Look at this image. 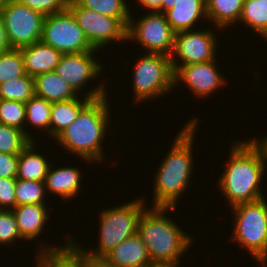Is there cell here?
Segmentation results:
<instances>
[{"instance_id": "1", "label": "cell", "mask_w": 267, "mask_h": 267, "mask_svg": "<svg viewBox=\"0 0 267 267\" xmlns=\"http://www.w3.org/2000/svg\"><path fill=\"white\" fill-rule=\"evenodd\" d=\"M232 144L227 165L216 182L229 207L264 198L260 182L267 170V143L262 138Z\"/></svg>"}, {"instance_id": "2", "label": "cell", "mask_w": 267, "mask_h": 267, "mask_svg": "<svg viewBox=\"0 0 267 267\" xmlns=\"http://www.w3.org/2000/svg\"><path fill=\"white\" fill-rule=\"evenodd\" d=\"M199 118L187 120L177 132L170 151L163 157L154 177L151 207L177 208L178 200L184 195L194 172L193 143L198 130ZM183 193V195H182Z\"/></svg>"}, {"instance_id": "3", "label": "cell", "mask_w": 267, "mask_h": 267, "mask_svg": "<svg viewBox=\"0 0 267 267\" xmlns=\"http://www.w3.org/2000/svg\"><path fill=\"white\" fill-rule=\"evenodd\" d=\"M108 96L92 99L79 113L76 120L61 132L54 141L64 151L77 155L87 164L105 161L104 137L112 115ZM110 111V112H109ZM87 160V162H86ZM96 161V162H95Z\"/></svg>"}, {"instance_id": "4", "label": "cell", "mask_w": 267, "mask_h": 267, "mask_svg": "<svg viewBox=\"0 0 267 267\" xmlns=\"http://www.w3.org/2000/svg\"><path fill=\"white\" fill-rule=\"evenodd\" d=\"M169 209L173 212L176 208L148 207L139 218L137 234L147 247L152 262L181 263L182 255L193 243L194 238L166 216Z\"/></svg>"}, {"instance_id": "5", "label": "cell", "mask_w": 267, "mask_h": 267, "mask_svg": "<svg viewBox=\"0 0 267 267\" xmlns=\"http://www.w3.org/2000/svg\"><path fill=\"white\" fill-rule=\"evenodd\" d=\"M144 198H135L118 206L102 209L99 218L98 248H83L71 235V245L83 256L102 259L119 243L137 233L141 214L147 208ZM77 242V243H76ZM78 244V245H77Z\"/></svg>"}, {"instance_id": "6", "label": "cell", "mask_w": 267, "mask_h": 267, "mask_svg": "<svg viewBox=\"0 0 267 267\" xmlns=\"http://www.w3.org/2000/svg\"><path fill=\"white\" fill-rule=\"evenodd\" d=\"M233 210L232 240L246 249L259 267H267V200L241 203Z\"/></svg>"}, {"instance_id": "7", "label": "cell", "mask_w": 267, "mask_h": 267, "mask_svg": "<svg viewBox=\"0 0 267 267\" xmlns=\"http://www.w3.org/2000/svg\"><path fill=\"white\" fill-rule=\"evenodd\" d=\"M131 75L135 104L159 99L175 89L171 57L167 55L145 53L135 61Z\"/></svg>"}, {"instance_id": "8", "label": "cell", "mask_w": 267, "mask_h": 267, "mask_svg": "<svg viewBox=\"0 0 267 267\" xmlns=\"http://www.w3.org/2000/svg\"><path fill=\"white\" fill-rule=\"evenodd\" d=\"M132 13L133 11H131L127 28V41H136L146 53L171 56L174 49L175 32L165 15L156 11H147L145 15L142 17L140 15V18L136 20L133 16L135 14Z\"/></svg>"}, {"instance_id": "9", "label": "cell", "mask_w": 267, "mask_h": 267, "mask_svg": "<svg viewBox=\"0 0 267 267\" xmlns=\"http://www.w3.org/2000/svg\"><path fill=\"white\" fill-rule=\"evenodd\" d=\"M68 9L74 15L90 45L99 51L113 42L127 41V26L116 17L102 15L69 0ZM121 41V42H120Z\"/></svg>"}, {"instance_id": "10", "label": "cell", "mask_w": 267, "mask_h": 267, "mask_svg": "<svg viewBox=\"0 0 267 267\" xmlns=\"http://www.w3.org/2000/svg\"><path fill=\"white\" fill-rule=\"evenodd\" d=\"M41 41L62 54L95 50L68 8L45 17Z\"/></svg>"}, {"instance_id": "11", "label": "cell", "mask_w": 267, "mask_h": 267, "mask_svg": "<svg viewBox=\"0 0 267 267\" xmlns=\"http://www.w3.org/2000/svg\"><path fill=\"white\" fill-rule=\"evenodd\" d=\"M11 48L20 49L41 41L45 15L17 0H7L1 10Z\"/></svg>"}, {"instance_id": "12", "label": "cell", "mask_w": 267, "mask_h": 267, "mask_svg": "<svg viewBox=\"0 0 267 267\" xmlns=\"http://www.w3.org/2000/svg\"><path fill=\"white\" fill-rule=\"evenodd\" d=\"M181 31L175 33L174 49L171 57L172 66H184L202 62H210L217 57V46L220 28Z\"/></svg>"}, {"instance_id": "13", "label": "cell", "mask_w": 267, "mask_h": 267, "mask_svg": "<svg viewBox=\"0 0 267 267\" xmlns=\"http://www.w3.org/2000/svg\"><path fill=\"white\" fill-rule=\"evenodd\" d=\"M217 58L210 62L189 64L184 66H172L174 71V86L187 85L189 91L204 99L227 85L224 75L218 69ZM183 82V83H182ZM217 90V91H216ZM208 96V97H207Z\"/></svg>"}, {"instance_id": "14", "label": "cell", "mask_w": 267, "mask_h": 267, "mask_svg": "<svg viewBox=\"0 0 267 267\" xmlns=\"http://www.w3.org/2000/svg\"><path fill=\"white\" fill-rule=\"evenodd\" d=\"M101 51L97 49L88 52L62 54L59 64L55 67L54 72L60 76L77 94L85 89L89 81L101 77L104 73L102 62L96 59L95 53L98 55ZM101 63V64H100ZM86 87V88H85ZM83 88V89H82Z\"/></svg>"}, {"instance_id": "15", "label": "cell", "mask_w": 267, "mask_h": 267, "mask_svg": "<svg viewBox=\"0 0 267 267\" xmlns=\"http://www.w3.org/2000/svg\"><path fill=\"white\" fill-rule=\"evenodd\" d=\"M106 87V88H105ZM85 91V97L52 103L50 117V137L55 139L61 132L70 126L78 117L80 111L92 100L108 95L106 83L99 81L96 87ZM107 90V92H106ZM81 98V99H80Z\"/></svg>"}, {"instance_id": "16", "label": "cell", "mask_w": 267, "mask_h": 267, "mask_svg": "<svg viewBox=\"0 0 267 267\" xmlns=\"http://www.w3.org/2000/svg\"><path fill=\"white\" fill-rule=\"evenodd\" d=\"M82 172L76 166L54 167L51 164L44 182L46 192L61 197L63 202H70L71 198L82 191Z\"/></svg>"}, {"instance_id": "17", "label": "cell", "mask_w": 267, "mask_h": 267, "mask_svg": "<svg viewBox=\"0 0 267 267\" xmlns=\"http://www.w3.org/2000/svg\"><path fill=\"white\" fill-rule=\"evenodd\" d=\"M102 259L113 267H147L152 262L137 233L119 243Z\"/></svg>"}, {"instance_id": "18", "label": "cell", "mask_w": 267, "mask_h": 267, "mask_svg": "<svg viewBox=\"0 0 267 267\" xmlns=\"http://www.w3.org/2000/svg\"><path fill=\"white\" fill-rule=\"evenodd\" d=\"M47 204H22L12 209L20 235L26 240H37L45 229L46 222L50 221L49 214L53 208Z\"/></svg>"}, {"instance_id": "19", "label": "cell", "mask_w": 267, "mask_h": 267, "mask_svg": "<svg viewBox=\"0 0 267 267\" xmlns=\"http://www.w3.org/2000/svg\"><path fill=\"white\" fill-rule=\"evenodd\" d=\"M175 33L195 30L197 23L207 18L205 0H176L173 8L164 13ZM203 19L200 21V19ZM195 26V27H194Z\"/></svg>"}, {"instance_id": "20", "label": "cell", "mask_w": 267, "mask_h": 267, "mask_svg": "<svg viewBox=\"0 0 267 267\" xmlns=\"http://www.w3.org/2000/svg\"><path fill=\"white\" fill-rule=\"evenodd\" d=\"M24 69L28 76L52 72L59 64L62 53L42 41L20 48Z\"/></svg>"}, {"instance_id": "21", "label": "cell", "mask_w": 267, "mask_h": 267, "mask_svg": "<svg viewBox=\"0 0 267 267\" xmlns=\"http://www.w3.org/2000/svg\"><path fill=\"white\" fill-rule=\"evenodd\" d=\"M36 141L30 144L18 154L17 179L45 182L48 169L52 162L46 155L36 150ZM38 151V152H37Z\"/></svg>"}, {"instance_id": "22", "label": "cell", "mask_w": 267, "mask_h": 267, "mask_svg": "<svg viewBox=\"0 0 267 267\" xmlns=\"http://www.w3.org/2000/svg\"><path fill=\"white\" fill-rule=\"evenodd\" d=\"M34 83L36 96L50 103L67 101L80 96L54 71L35 76Z\"/></svg>"}, {"instance_id": "23", "label": "cell", "mask_w": 267, "mask_h": 267, "mask_svg": "<svg viewBox=\"0 0 267 267\" xmlns=\"http://www.w3.org/2000/svg\"><path fill=\"white\" fill-rule=\"evenodd\" d=\"M206 1V21H211L216 28H233L237 25L242 12L244 0H205ZM236 22V23H235ZM230 25V26H229Z\"/></svg>"}, {"instance_id": "24", "label": "cell", "mask_w": 267, "mask_h": 267, "mask_svg": "<svg viewBox=\"0 0 267 267\" xmlns=\"http://www.w3.org/2000/svg\"><path fill=\"white\" fill-rule=\"evenodd\" d=\"M51 107L52 103L36 95L25 103V134L32 141H35V138L30 132H28L26 124L33 126V129L37 128L40 130L42 129L43 131L45 130V132L50 136Z\"/></svg>"}, {"instance_id": "25", "label": "cell", "mask_w": 267, "mask_h": 267, "mask_svg": "<svg viewBox=\"0 0 267 267\" xmlns=\"http://www.w3.org/2000/svg\"><path fill=\"white\" fill-rule=\"evenodd\" d=\"M241 23L267 41V0H244Z\"/></svg>"}, {"instance_id": "26", "label": "cell", "mask_w": 267, "mask_h": 267, "mask_svg": "<svg viewBox=\"0 0 267 267\" xmlns=\"http://www.w3.org/2000/svg\"><path fill=\"white\" fill-rule=\"evenodd\" d=\"M71 234L69 235L66 242L62 243V245H58L57 247L52 245H47L43 241L41 242V246L37 249V253L35 258V266L34 267H77L68 257H67V249L71 244ZM45 244V245H44ZM44 245V246H42Z\"/></svg>"}, {"instance_id": "27", "label": "cell", "mask_w": 267, "mask_h": 267, "mask_svg": "<svg viewBox=\"0 0 267 267\" xmlns=\"http://www.w3.org/2000/svg\"><path fill=\"white\" fill-rule=\"evenodd\" d=\"M35 95L34 78L27 74L0 84V99L26 103Z\"/></svg>"}, {"instance_id": "28", "label": "cell", "mask_w": 267, "mask_h": 267, "mask_svg": "<svg viewBox=\"0 0 267 267\" xmlns=\"http://www.w3.org/2000/svg\"><path fill=\"white\" fill-rule=\"evenodd\" d=\"M80 6L106 16L119 18L127 27L130 11L126 0H75Z\"/></svg>"}, {"instance_id": "29", "label": "cell", "mask_w": 267, "mask_h": 267, "mask_svg": "<svg viewBox=\"0 0 267 267\" xmlns=\"http://www.w3.org/2000/svg\"><path fill=\"white\" fill-rule=\"evenodd\" d=\"M46 194L49 196L44 182L16 178V206L22 204H45L48 202L45 200Z\"/></svg>"}, {"instance_id": "30", "label": "cell", "mask_w": 267, "mask_h": 267, "mask_svg": "<svg viewBox=\"0 0 267 267\" xmlns=\"http://www.w3.org/2000/svg\"><path fill=\"white\" fill-rule=\"evenodd\" d=\"M31 141L24 131L0 123V152L18 155Z\"/></svg>"}, {"instance_id": "31", "label": "cell", "mask_w": 267, "mask_h": 267, "mask_svg": "<svg viewBox=\"0 0 267 267\" xmlns=\"http://www.w3.org/2000/svg\"><path fill=\"white\" fill-rule=\"evenodd\" d=\"M26 75L20 49L0 53V84Z\"/></svg>"}, {"instance_id": "32", "label": "cell", "mask_w": 267, "mask_h": 267, "mask_svg": "<svg viewBox=\"0 0 267 267\" xmlns=\"http://www.w3.org/2000/svg\"><path fill=\"white\" fill-rule=\"evenodd\" d=\"M25 103L0 99V123L25 132Z\"/></svg>"}, {"instance_id": "33", "label": "cell", "mask_w": 267, "mask_h": 267, "mask_svg": "<svg viewBox=\"0 0 267 267\" xmlns=\"http://www.w3.org/2000/svg\"><path fill=\"white\" fill-rule=\"evenodd\" d=\"M24 240L12 210H0V245L7 247Z\"/></svg>"}, {"instance_id": "34", "label": "cell", "mask_w": 267, "mask_h": 267, "mask_svg": "<svg viewBox=\"0 0 267 267\" xmlns=\"http://www.w3.org/2000/svg\"><path fill=\"white\" fill-rule=\"evenodd\" d=\"M32 10L38 11L43 15H52L62 12L68 8L69 0H17Z\"/></svg>"}, {"instance_id": "35", "label": "cell", "mask_w": 267, "mask_h": 267, "mask_svg": "<svg viewBox=\"0 0 267 267\" xmlns=\"http://www.w3.org/2000/svg\"><path fill=\"white\" fill-rule=\"evenodd\" d=\"M16 178L0 177V210H12L16 206Z\"/></svg>"}, {"instance_id": "36", "label": "cell", "mask_w": 267, "mask_h": 267, "mask_svg": "<svg viewBox=\"0 0 267 267\" xmlns=\"http://www.w3.org/2000/svg\"><path fill=\"white\" fill-rule=\"evenodd\" d=\"M67 257L77 267H113L107 264L103 259H95L83 256L71 244L67 249Z\"/></svg>"}, {"instance_id": "37", "label": "cell", "mask_w": 267, "mask_h": 267, "mask_svg": "<svg viewBox=\"0 0 267 267\" xmlns=\"http://www.w3.org/2000/svg\"><path fill=\"white\" fill-rule=\"evenodd\" d=\"M18 155L0 152V177L16 178Z\"/></svg>"}, {"instance_id": "38", "label": "cell", "mask_w": 267, "mask_h": 267, "mask_svg": "<svg viewBox=\"0 0 267 267\" xmlns=\"http://www.w3.org/2000/svg\"><path fill=\"white\" fill-rule=\"evenodd\" d=\"M10 49L12 48L7 37L6 29L4 27L3 17L0 12V53L9 51Z\"/></svg>"}, {"instance_id": "39", "label": "cell", "mask_w": 267, "mask_h": 267, "mask_svg": "<svg viewBox=\"0 0 267 267\" xmlns=\"http://www.w3.org/2000/svg\"><path fill=\"white\" fill-rule=\"evenodd\" d=\"M136 2L148 12L156 11L161 13L162 0H137Z\"/></svg>"}, {"instance_id": "40", "label": "cell", "mask_w": 267, "mask_h": 267, "mask_svg": "<svg viewBox=\"0 0 267 267\" xmlns=\"http://www.w3.org/2000/svg\"><path fill=\"white\" fill-rule=\"evenodd\" d=\"M176 262H151L147 267H178Z\"/></svg>"}, {"instance_id": "41", "label": "cell", "mask_w": 267, "mask_h": 267, "mask_svg": "<svg viewBox=\"0 0 267 267\" xmlns=\"http://www.w3.org/2000/svg\"><path fill=\"white\" fill-rule=\"evenodd\" d=\"M176 0H162L161 13H165L167 10L174 7Z\"/></svg>"}, {"instance_id": "42", "label": "cell", "mask_w": 267, "mask_h": 267, "mask_svg": "<svg viewBox=\"0 0 267 267\" xmlns=\"http://www.w3.org/2000/svg\"><path fill=\"white\" fill-rule=\"evenodd\" d=\"M7 0H0V12L3 8V6L6 4Z\"/></svg>"}, {"instance_id": "43", "label": "cell", "mask_w": 267, "mask_h": 267, "mask_svg": "<svg viewBox=\"0 0 267 267\" xmlns=\"http://www.w3.org/2000/svg\"><path fill=\"white\" fill-rule=\"evenodd\" d=\"M264 137V138H263ZM262 139L267 143V135L263 136Z\"/></svg>"}]
</instances>
